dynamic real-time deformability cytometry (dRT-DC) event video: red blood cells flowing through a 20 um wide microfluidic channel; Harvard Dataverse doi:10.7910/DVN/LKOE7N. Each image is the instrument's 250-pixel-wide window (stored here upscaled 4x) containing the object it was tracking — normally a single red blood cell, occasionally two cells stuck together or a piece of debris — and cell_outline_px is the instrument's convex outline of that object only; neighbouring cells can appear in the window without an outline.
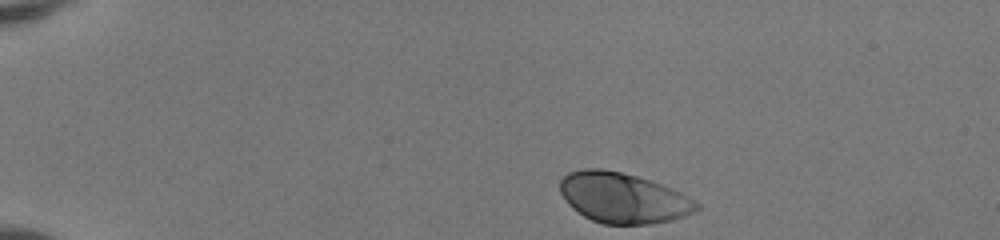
{"species": "human", "species_latin": "Homo sapiens", "temperature_condition": "room temperature", "stored_images_in_passage": 42, "camera_frame_rate_fps": 3000, "um_per_image_px": 0.085, "donor": {"sex": "female"}, "frame": {"image": 1, "passage_image": 1, "time_ms": 0.0, "image_size_px": [1000, 240], "cell_outline_px": [[700, 208], [684, 216], [672, 220], [648, 224], [604, 224], [592, 220], [584, 216], [572, 208], [568, 204], [560, 192], [560, 180], [568, 172], [580, 168], [600, 168], [620, 172], [636, 176], [672, 188], [688, 196], [700, 204]], "centroid_in_image_um": [52.94, 16.81], "position_along_channel_um": 32.1, "area_um2": 40.0}}
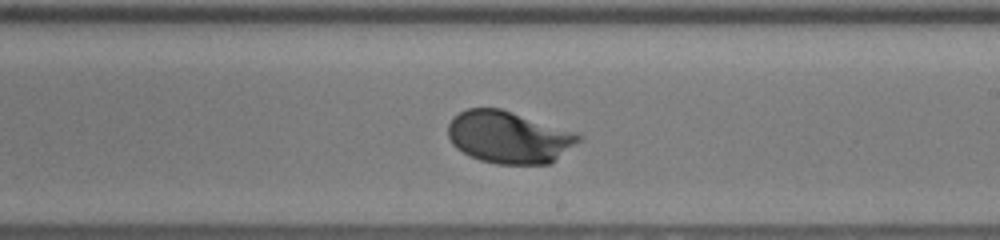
{"frame": {"image": 2, "passage_image": 23, "time_ms": 7.333, "image_size_px": [1000, 240], "cell_outline_px": [[584, 136], [580, 140], [548, 164], [496, 164], [480, 160], [456, 148], [452, 144], [448, 136], [448, 124], [460, 112], [468, 108], [500, 108], [576, 132]], "centroid_in_image_um": [43.23, 11.66], "position_along_channel_um": 245.8, "area_um2": 39.25}}
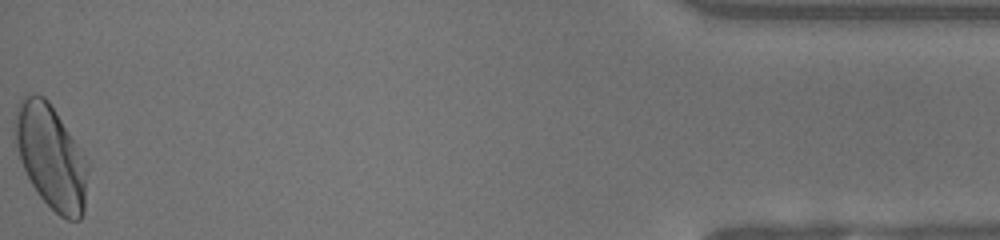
{"frame": {"image": 3, "passage_image": 42, "time_ms": 13.667, "image_size_px": [1000, 240], "cell_outline_px": [[88, 172], [84, 212], [80, 220], [68, 220], [60, 216], [40, 196], [32, 184], [12, 144], [16, 108], [20, 100], [28, 92], [44, 96], [48, 100], [56, 112], [84, 156], [88, 164]], "centroid_in_image_um": [4.3, 13.31], "position_along_channel_um": 430.9, "area_um2": 44.16}, "authors_computed_cell_mechanics": {"area_um2": 39.3907, "velocity_mm_per_s": 4.1229, "shape_relaxation_time_tau1_ms": 1.9584, "shape_relaxation_time_tau2_ms": null, "deformation_change_tau1": 0.1411, "deformation_change_tau2": null}}